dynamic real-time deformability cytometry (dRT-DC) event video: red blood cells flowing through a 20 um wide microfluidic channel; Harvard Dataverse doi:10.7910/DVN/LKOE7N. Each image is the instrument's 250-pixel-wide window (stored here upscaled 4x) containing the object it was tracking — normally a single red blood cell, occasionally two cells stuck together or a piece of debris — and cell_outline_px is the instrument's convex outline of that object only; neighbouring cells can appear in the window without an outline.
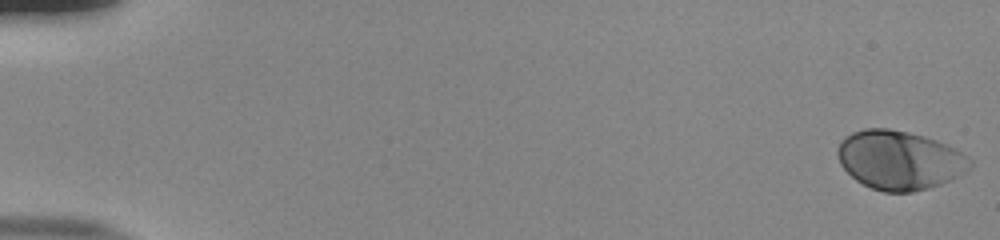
{"species": "human", "species_latin": "Homo sapiens", "temperature_condition": "room temperature", "stored_images_in_passage": 55, "camera_frame_rate_fps": 3000, "um_per_image_px": 0.085, "donor": {"sex": "male"}, "frame": {"image": 1, "passage_image": 1, "time_ms": 0.0, "image_size_px": [1000, 240], "cell_outline_px": [[972, 164], [964, 172], [952, 180], [928, 188], [912, 192], [884, 192], [872, 188], [856, 180], [840, 164], [836, 152], [836, 148], [844, 136], [852, 132], [864, 128], [888, 128], [908, 132], [924, 136], [936, 140], [956, 148], [968, 156], [972, 160]], "centroid_in_image_um": [76.45, 13.6], "position_along_channel_um": 8.6, "area_um2": 45.66}}
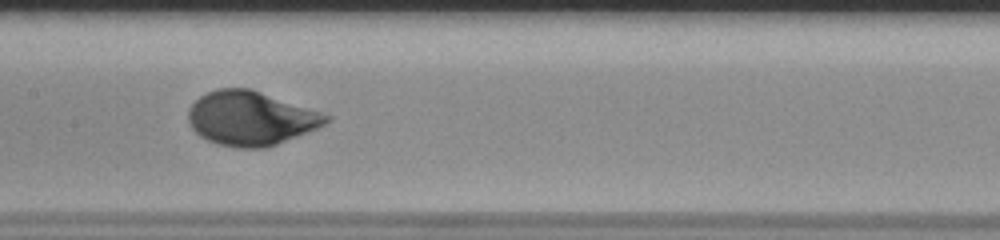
{"frame": {"image": 2, "passage_image": 29, "time_ms": 9.333, "image_size_px": [1000, 240], "cell_outline_px": [[332, 120], [316, 128], [276, 144], [264, 148], [236, 148], [220, 144], [208, 140], [200, 136], [192, 128], [188, 120], [188, 108], [200, 96], [216, 88], [252, 88], [332, 116]], "centroid_in_image_um": [21.3, 10.04], "position_along_channel_um": 186.1, "area_um2": 43.29}}
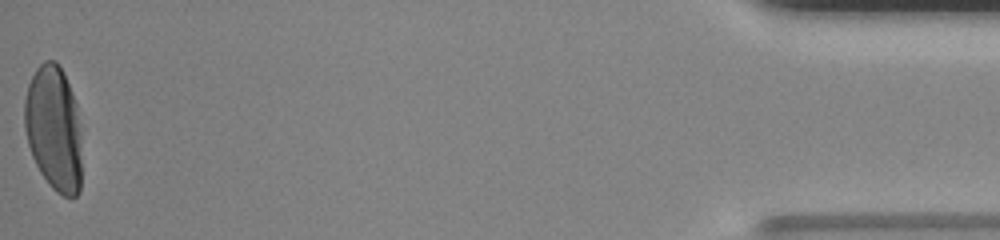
{"frame": {"image": 3, "passage_image": 55, "time_ms": 18.0, "image_size_px": [1000, 240], "cell_outline_px": [[80, 192], [76, 196], [64, 196], [56, 192], [48, 184], [40, 172], [32, 156], [28, 144], [24, 128], [24, 100], [28, 84], [36, 68], [44, 60], [56, 60], [64, 72], [76, 104], [80, 132]], "centroid_in_image_um": [4.55, 10.9], "position_along_channel_um": 430.6, "area_um2": 41.91}, "authors_computed_cell_mechanics": {"area_um2": 43.1766, "velocity_mm_per_s": 3.804, "shape_relaxation_time_tau1_ms": 2.7645, "shape_relaxation_time_tau2_ms": null, "deformation_change_tau1": 0.1642, "deformation_change_tau2": null}}